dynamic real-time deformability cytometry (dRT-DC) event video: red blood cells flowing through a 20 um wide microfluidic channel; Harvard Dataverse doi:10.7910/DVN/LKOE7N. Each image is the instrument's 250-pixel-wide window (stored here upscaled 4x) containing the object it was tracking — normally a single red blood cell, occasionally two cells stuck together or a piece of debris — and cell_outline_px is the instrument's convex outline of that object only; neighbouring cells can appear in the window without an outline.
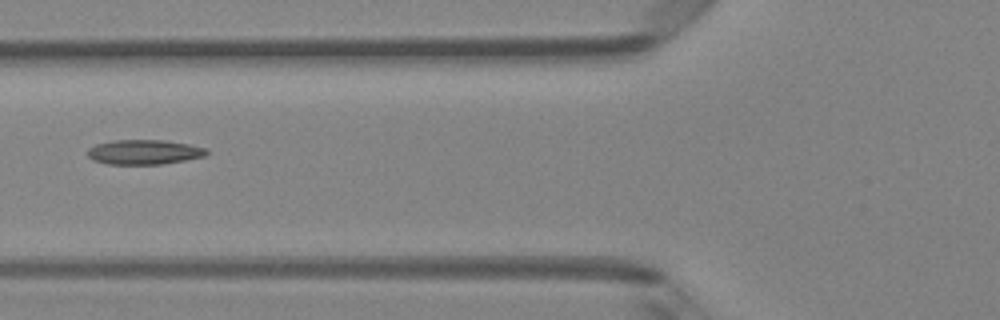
{"species": "Egyptian fruit bat (a non-hibernating species)", "species_latin": "Rousettus aegyptiacus", "temperature_condition": "room temperature", "stored_images_in_passage": 3, "camera_frame_rate_fps": 3000, "um_per_image_px": 0.085, "animal": {"sex": "female"}, "frame": {"image": 1, "passage_image": 3, "time_ms": 0.667, "image_size_px": [1000, 320], "cell_outline_px": [[208, 152], [204, 156], [184, 160], [160, 164], [108, 164], [92, 160], [88, 156], [88, 148], [96, 144], [112, 140], [164, 140], [188, 144], [208, 148]], "centroid_in_image_um": [12.23, 12.92], "position_along_channel_um": 113.6, "area_um2": 17.11}}